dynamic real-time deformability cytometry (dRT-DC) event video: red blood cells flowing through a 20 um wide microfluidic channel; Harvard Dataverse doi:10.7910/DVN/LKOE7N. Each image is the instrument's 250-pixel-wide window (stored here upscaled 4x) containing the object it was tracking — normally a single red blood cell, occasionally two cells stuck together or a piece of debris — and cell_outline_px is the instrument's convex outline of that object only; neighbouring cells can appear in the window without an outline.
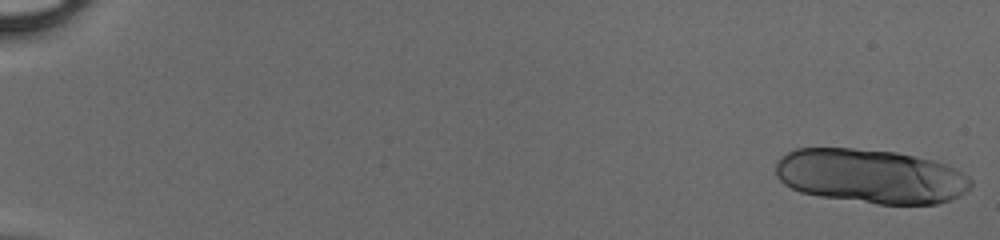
{"species": "human", "species_latin": "Homo sapiens", "temperature_condition": "cold", "stored_images_in_passage": 18, "camera_frame_rate_fps": 3000, "um_per_image_px": 0.085, "donor": {"sex": "male"}, "frame": {"image": 1, "passage_image": 1, "time_ms": 0.0, "image_size_px": [1000, 240], "cell_outline_px": [[972, 184], [964, 192], [948, 200], [936, 204], [876, 204], [820, 196], [800, 192], [784, 184], [776, 176], [776, 164], [780, 156], [796, 148], [852, 148], [896, 152], [932, 160], [948, 164], [968, 176], [972, 180]], "centroid_in_image_um": [73.98, 14.97], "position_along_channel_um": 11.0, "area_um2": 61.79}}